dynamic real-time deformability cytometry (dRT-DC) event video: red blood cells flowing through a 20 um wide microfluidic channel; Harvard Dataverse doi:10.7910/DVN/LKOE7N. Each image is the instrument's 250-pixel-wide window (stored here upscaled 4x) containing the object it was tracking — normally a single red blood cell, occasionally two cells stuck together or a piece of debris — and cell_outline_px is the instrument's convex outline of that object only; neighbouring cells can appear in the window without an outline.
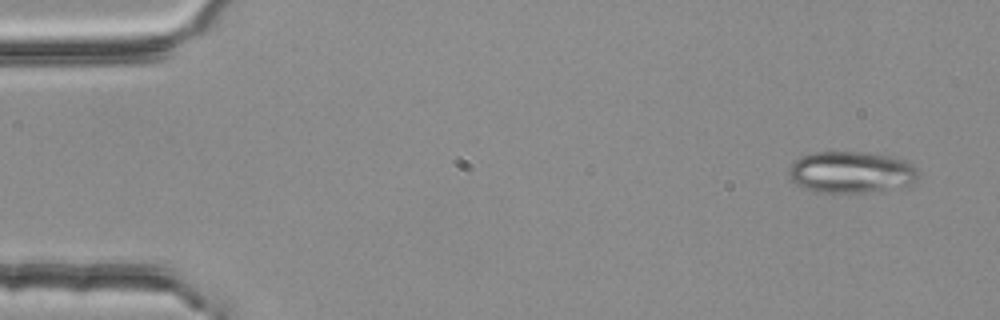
{"species": "common noctule bat (a hibernating species)", "species_latin": "Nyctalus noctula", "temperature_condition": "room temperature", "stored_images_in_passage": 5, "camera_frame_rate_fps": 3000, "um_per_image_px": 0.085, "animal": {"sex": "female", "body_mass_g": 25.1}, "frame": {"image": 1, "passage_image": 1, "time_ms": 0.0, "image_size_px": [1000, 320], "cell_outline_px": [[916, 180], [912, 184], [864, 192], [820, 192], [796, 184], [788, 176], [788, 168], [800, 156], [816, 152], [864, 152], [888, 156], [904, 160], [916, 168]], "centroid_in_image_um": [72.3, 14.62], "position_along_channel_um": 12.7, "area_um2": 30.75}}